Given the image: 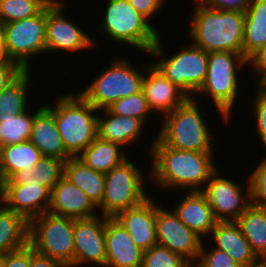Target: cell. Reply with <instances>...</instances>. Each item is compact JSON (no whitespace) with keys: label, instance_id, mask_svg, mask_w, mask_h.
Listing matches in <instances>:
<instances>
[{"label":"cell","instance_id":"cell-1","mask_svg":"<svg viewBox=\"0 0 266 267\" xmlns=\"http://www.w3.org/2000/svg\"><path fill=\"white\" fill-rule=\"evenodd\" d=\"M152 142V147H149L151 169L146 175L159 187L202 191L210 176L218 169L214 165V153L171 148L158 137Z\"/></svg>","mask_w":266,"mask_h":267},{"label":"cell","instance_id":"cell-2","mask_svg":"<svg viewBox=\"0 0 266 267\" xmlns=\"http://www.w3.org/2000/svg\"><path fill=\"white\" fill-rule=\"evenodd\" d=\"M188 29L192 44L206 52L227 51L243 56L245 12L196 5Z\"/></svg>","mask_w":266,"mask_h":267},{"label":"cell","instance_id":"cell-3","mask_svg":"<svg viewBox=\"0 0 266 267\" xmlns=\"http://www.w3.org/2000/svg\"><path fill=\"white\" fill-rule=\"evenodd\" d=\"M55 106H45L54 114L65 150L77 157L98 136V113L80 93L60 94Z\"/></svg>","mask_w":266,"mask_h":267},{"label":"cell","instance_id":"cell-4","mask_svg":"<svg viewBox=\"0 0 266 267\" xmlns=\"http://www.w3.org/2000/svg\"><path fill=\"white\" fill-rule=\"evenodd\" d=\"M196 102L195 98H188L172 112L162 115L165 117L157 137L171 148L213 153L209 124Z\"/></svg>","mask_w":266,"mask_h":267},{"label":"cell","instance_id":"cell-5","mask_svg":"<svg viewBox=\"0 0 266 267\" xmlns=\"http://www.w3.org/2000/svg\"><path fill=\"white\" fill-rule=\"evenodd\" d=\"M103 20L98 32L115 43L128 46L148 54L157 43L160 32L153 23L136 11L128 0H107Z\"/></svg>","mask_w":266,"mask_h":267},{"label":"cell","instance_id":"cell-6","mask_svg":"<svg viewBox=\"0 0 266 267\" xmlns=\"http://www.w3.org/2000/svg\"><path fill=\"white\" fill-rule=\"evenodd\" d=\"M248 65V60L239 53L227 51L208 52L207 76L199 93L209 96L225 123L231 120L236 99H239L238 69Z\"/></svg>","mask_w":266,"mask_h":267},{"label":"cell","instance_id":"cell-7","mask_svg":"<svg viewBox=\"0 0 266 267\" xmlns=\"http://www.w3.org/2000/svg\"><path fill=\"white\" fill-rule=\"evenodd\" d=\"M161 35L148 55L158 58L151 63L170 83L180 88L189 98H195L207 76L208 52L192 43L168 58L163 57ZM163 54V55H162ZM165 58V59H163ZM160 59V60H159Z\"/></svg>","mask_w":266,"mask_h":267},{"label":"cell","instance_id":"cell-8","mask_svg":"<svg viewBox=\"0 0 266 267\" xmlns=\"http://www.w3.org/2000/svg\"><path fill=\"white\" fill-rule=\"evenodd\" d=\"M79 93L99 112L113 102L142 91L145 66L138 68L126 57L116 58ZM143 70L142 72L139 70Z\"/></svg>","mask_w":266,"mask_h":267},{"label":"cell","instance_id":"cell-9","mask_svg":"<svg viewBox=\"0 0 266 267\" xmlns=\"http://www.w3.org/2000/svg\"><path fill=\"white\" fill-rule=\"evenodd\" d=\"M74 218L45 212L29 222V244L36 253L74 267Z\"/></svg>","mask_w":266,"mask_h":267},{"label":"cell","instance_id":"cell-10","mask_svg":"<svg viewBox=\"0 0 266 267\" xmlns=\"http://www.w3.org/2000/svg\"><path fill=\"white\" fill-rule=\"evenodd\" d=\"M129 159L105 173L104 195L97 207L100 215L114 218L119 212L137 206L150 197L144 188L147 178Z\"/></svg>","mask_w":266,"mask_h":267},{"label":"cell","instance_id":"cell-11","mask_svg":"<svg viewBox=\"0 0 266 267\" xmlns=\"http://www.w3.org/2000/svg\"><path fill=\"white\" fill-rule=\"evenodd\" d=\"M0 201L28 222L48 212L51 192L38 184L34 168L19 170L0 184Z\"/></svg>","mask_w":266,"mask_h":267},{"label":"cell","instance_id":"cell-12","mask_svg":"<svg viewBox=\"0 0 266 267\" xmlns=\"http://www.w3.org/2000/svg\"><path fill=\"white\" fill-rule=\"evenodd\" d=\"M4 55L7 60L31 69L30 60L47 53L46 6L35 16L4 24ZM30 67V68H29Z\"/></svg>","mask_w":266,"mask_h":267},{"label":"cell","instance_id":"cell-13","mask_svg":"<svg viewBox=\"0 0 266 267\" xmlns=\"http://www.w3.org/2000/svg\"><path fill=\"white\" fill-rule=\"evenodd\" d=\"M218 170L220 169L218 168L210 176L202 192L205 194L218 222L236 221L251 204L249 176L245 181L247 182V188L244 191L242 184L219 175Z\"/></svg>","mask_w":266,"mask_h":267},{"label":"cell","instance_id":"cell-14","mask_svg":"<svg viewBox=\"0 0 266 267\" xmlns=\"http://www.w3.org/2000/svg\"><path fill=\"white\" fill-rule=\"evenodd\" d=\"M156 201L157 244L181 255L192 266L198 261L203 239L189 229L179 217ZM197 260V261H196Z\"/></svg>","mask_w":266,"mask_h":267},{"label":"cell","instance_id":"cell-15","mask_svg":"<svg viewBox=\"0 0 266 267\" xmlns=\"http://www.w3.org/2000/svg\"><path fill=\"white\" fill-rule=\"evenodd\" d=\"M67 4L46 5V46L47 52H76L93 48L95 42L93 36H88L85 30L80 29L71 19L64 15ZM67 18V19H66ZM70 20V21H69Z\"/></svg>","mask_w":266,"mask_h":267},{"label":"cell","instance_id":"cell-16","mask_svg":"<svg viewBox=\"0 0 266 267\" xmlns=\"http://www.w3.org/2000/svg\"><path fill=\"white\" fill-rule=\"evenodd\" d=\"M74 267L98 265L105 267V216L74 219Z\"/></svg>","mask_w":266,"mask_h":267},{"label":"cell","instance_id":"cell-17","mask_svg":"<svg viewBox=\"0 0 266 267\" xmlns=\"http://www.w3.org/2000/svg\"><path fill=\"white\" fill-rule=\"evenodd\" d=\"M143 252L157 244L156 201L148 197L141 204L119 212L114 217Z\"/></svg>","mask_w":266,"mask_h":267},{"label":"cell","instance_id":"cell-18","mask_svg":"<svg viewBox=\"0 0 266 267\" xmlns=\"http://www.w3.org/2000/svg\"><path fill=\"white\" fill-rule=\"evenodd\" d=\"M105 267H141L143 251L115 219L105 217Z\"/></svg>","mask_w":266,"mask_h":267},{"label":"cell","instance_id":"cell-19","mask_svg":"<svg viewBox=\"0 0 266 267\" xmlns=\"http://www.w3.org/2000/svg\"><path fill=\"white\" fill-rule=\"evenodd\" d=\"M142 91L153 113L167 114L182 105L189 97L152 64L146 65Z\"/></svg>","mask_w":266,"mask_h":267},{"label":"cell","instance_id":"cell-20","mask_svg":"<svg viewBox=\"0 0 266 267\" xmlns=\"http://www.w3.org/2000/svg\"><path fill=\"white\" fill-rule=\"evenodd\" d=\"M48 212L74 219L99 215V210L88 196L64 176L51 191V203Z\"/></svg>","mask_w":266,"mask_h":267},{"label":"cell","instance_id":"cell-21","mask_svg":"<svg viewBox=\"0 0 266 267\" xmlns=\"http://www.w3.org/2000/svg\"><path fill=\"white\" fill-rule=\"evenodd\" d=\"M185 196L171 210L189 229L204 239V236L206 238L210 235L218 221L202 191H189Z\"/></svg>","mask_w":266,"mask_h":267},{"label":"cell","instance_id":"cell-22","mask_svg":"<svg viewBox=\"0 0 266 267\" xmlns=\"http://www.w3.org/2000/svg\"><path fill=\"white\" fill-rule=\"evenodd\" d=\"M29 141L43 156L55 157L64 161L72 157L65 150L54 114L45 105L34 115Z\"/></svg>","mask_w":266,"mask_h":267},{"label":"cell","instance_id":"cell-23","mask_svg":"<svg viewBox=\"0 0 266 267\" xmlns=\"http://www.w3.org/2000/svg\"><path fill=\"white\" fill-rule=\"evenodd\" d=\"M209 236L215 241L214 247L225 251L242 267L258 259L235 221L217 222Z\"/></svg>","mask_w":266,"mask_h":267},{"label":"cell","instance_id":"cell-24","mask_svg":"<svg viewBox=\"0 0 266 267\" xmlns=\"http://www.w3.org/2000/svg\"><path fill=\"white\" fill-rule=\"evenodd\" d=\"M102 111L105 114L103 116L98 115V136L101 139L118 143L122 147L137 143L145 125L142 120L115 115L107 108L102 109Z\"/></svg>","mask_w":266,"mask_h":267},{"label":"cell","instance_id":"cell-25","mask_svg":"<svg viewBox=\"0 0 266 267\" xmlns=\"http://www.w3.org/2000/svg\"><path fill=\"white\" fill-rule=\"evenodd\" d=\"M64 177L82 190L98 207L104 195L105 174L95 171L78 157H70L64 164Z\"/></svg>","mask_w":266,"mask_h":267},{"label":"cell","instance_id":"cell-26","mask_svg":"<svg viewBox=\"0 0 266 267\" xmlns=\"http://www.w3.org/2000/svg\"><path fill=\"white\" fill-rule=\"evenodd\" d=\"M42 157L29 140L0 147V184L19 170L34 168Z\"/></svg>","mask_w":266,"mask_h":267},{"label":"cell","instance_id":"cell-27","mask_svg":"<svg viewBox=\"0 0 266 267\" xmlns=\"http://www.w3.org/2000/svg\"><path fill=\"white\" fill-rule=\"evenodd\" d=\"M124 151L120 144L97 136L77 157L91 169L105 174L129 157Z\"/></svg>","mask_w":266,"mask_h":267},{"label":"cell","instance_id":"cell-28","mask_svg":"<svg viewBox=\"0 0 266 267\" xmlns=\"http://www.w3.org/2000/svg\"><path fill=\"white\" fill-rule=\"evenodd\" d=\"M29 243V222L0 201V255Z\"/></svg>","mask_w":266,"mask_h":267},{"label":"cell","instance_id":"cell-29","mask_svg":"<svg viewBox=\"0 0 266 267\" xmlns=\"http://www.w3.org/2000/svg\"><path fill=\"white\" fill-rule=\"evenodd\" d=\"M266 46V0H253L245 11L243 56L248 60Z\"/></svg>","mask_w":266,"mask_h":267},{"label":"cell","instance_id":"cell-30","mask_svg":"<svg viewBox=\"0 0 266 267\" xmlns=\"http://www.w3.org/2000/svg\"><path fill=\"white\" fill-rule=\"evenodd\" d=\"M258 258L266 253V208L251 203L235 221Z\"/></svg>","mask_w":266,"mask_h":267},{"label":"cell","instance_id":"cell-31","mask_svg":"<svg viewBox=\"0 0 266 267\" xmlns=\"http://www.w3.org/2000/svg\"><path fill=\"white\" fill-rule=\"evenodd\" d=\"M43 106H40L34 113H28L29 111L26 110L21 114H6L5 117H0V147L29 140L34 115Z\"/></svg>","mask_w":266,"mask_h":267},{"label":"cell","instance_id":"cell-32","mask_svg":"<svg viewBox=\"0 0 266 267\" xmlns=\"http://www.w3.org/2000/svg\"><path fill=\"white\" fill-rule=\"evenodd\" d=\"M30 69L25 70L12 84L0 92V117L21 114L28 109L27 92L30 91ZM27 107V108H26Z\"/></svg>","mask_w":266,"mask_h":267},{"label":"cell","instance_id":"cell-33","mask_svg":"<svg viewBox=\"0 0 266 267\" xmlns=\"http://www.w3.org/2000/svg\"><path fill=\"white\" fill-rule=\"evenodd\" d=\"M63 1V2H62ZM0 0V21L4 24L37 15L49 2L64 4V0Z\"/></svg>","mask_w":266,"mask_h":267},{"label":"cell","instance_id":"cell-34","mask_svg":"<svg viewBox=\"0 0 266 267\" xmlns=\"http://www.w3.org/2000/svg\"><path fill=\"white\" fill-rule=\"evenodd\" d=\"M107 109L115 115L138 118L145 124L149 118L148 114L152 112L143 91L121 98L113 102Z\"/></svg>","mask_w":266,"mask_h":267},{"label":"cell","instance_id":"cell-35","mask_svg":"<svg viewBox=\"0 0 266 267\" xmlns=\"http://www.w3.org/2000/svg\"><path fill=\"white\" fill-rule=\"evenodd\" d=\"M141 267H193L181 255L167 247L155 244L143 252Z\"/></svg>","mask_w":266,"mask_h":267},{"label":"cell","instance_id":"cell-36","mask_svg":"<svg viewBox=\"0 0 266 267\" xmlns=\"http://www.w3.org/2000/svg\"><path fill=\"white\" fill-rule=\"evenodd\" d=\"M65 161L55 157L43 156L34 167V175L38 184L45 186L50 192L64 176Z\"/></svg>","mask_w":266,"mask_h":267},{"label":"cell","instance_id":"cell-37","mask_svg":"<svg viewBox=\"0 0 266 267\" xmlns=\"http://www.w3.org/2000/svg\"><path fill=\"white\" fill-rule=\"evenodd\" d=\"M253 100L252 113L256 120V133L263 143V147H266V85L256 86L255 95ZM266 149V148H265Z\"/></svg>","mask_w":266,"mask_h":267},{"label":"cell","instance_id":"cell-38","mask_svg":"<svg viewBox=\"0 0 266 267\" xmlns=\"http://www.w3.org/2000/svg\"><path fill=\"white\" fill-rule=\"evenodd\" d=\"M251 183V203L266 208V158L249 174Z\"/></svg>","mask_w":266,"mask_h":267},{"label":"cell","instance_id":"cell-39","mask_svg":"<svg viewBox=\"0 0 266 267\" xmlns=\"http://www.w3.org/2000/svg\"><path fill=\"white\" fill-rule=\"evenodd\" d=\"M201 246L198 262L193 267H242L240 264L234 261L230 255L225 251L219 250L216 247L209 249ZM206 249V250H205Z\"/></svg>","mask_w":266,"mask_h":267},{"label":"cell","instance_id":"cell-40","mask_svg":"<svg viewBox=\"0 0 266 267\" xmlns=\"http://www.w3.org/2000/svg\"><path fill=\"white\" fill-rule=\"evenodd\" d=\"M253 0H197V5L224 11L245 12Z\"/></svg>","mask_w":266,"mask_h":267},{"label":"cell","instance_id":"cell-41","mask_svg":"<svg viewBox=\"0 0 266 267\" xmlns=\"http://www.w3.org/2000/svg\"><path fill=\"white\" fill-rule=\"evenodd\" d=\"M25 69L17 62L5 60L0 63V92L12 84Z\"/></svg>","mask_w":266,"mask_h":267},{"label":"cell","instance_id":"cell-42","mask_svg":"<svg viewBox=\"0 0 266 267\" xmlns=\"http://www.w3.org/2000/svg\"><path fill=\"white\" fill-rule=\"evenodd\" d=\"M31 245L4 254V267H30Z\"/></svg>","mask_w":266,"mask_h":267},{"label":"cell","instance_id":"cell-43","mask_svg":"<svg viewBox=\"0 0 266 267\" xmlns=\"http://www.w3.org/2000/svg\"><path fill=\"white\" fill-rule=\"evenodd\" d=\"M248 65L253 66V74L257 73L255 84L266 85V46L261 47L248 59Z\"/></svg>","mask_w":266,"mask_h":267},{"label":"cell","instance_id":"cell-44","mask_svg":"<svg viewBox=\"0 0 266 267\" xmlns=\"http://www.w3.org/2000/svg\"><path fill=\"white\" fill-rule=\"evenodd\" d=\"M137 12L146 17L150 22L155 14L160 13L158 10L164 6L166 0H128Z\"/></svg>","mask_w":266,"mask_h":267},{"label":"cell","instance_id":"cell-45","mask_svg":"<svg viewBox=\"0 0 266 267\" xmlns=\"http://www.w3.org/2000/svg\"><path fill=\"white\" fill-rule=\"evenodd\" d=\"M30 267H64L59 261L40 255L31 246V265Z\"/></svg>","mask_w":266,"mask_h":267},{"label":"cell","instance_id":"cell-46","mask_svg":"<svg viewBox=\"0 0 266 267\" xmlns=\"http://www.w3.org/2000/svg\"><path fill=\"white\" fill-rule=\"evenodd\" d=\"M246 267H266V262L262 258H258L256 261L250 263Z\"/></svg>","mask_w":266,"mask_h":267},{"label":"cell","instance_id":"cell-47","mask_svg":"<svg viewBox=\"0 0 266 267\" xmlns=\"http://www.w3.org/2000/svg\"><path fill=\"white\" fill-rule=\"evenodd\" d=\"M4 34L5 26L4 23L0 21V46H4Z\"/></svg>","mask_w":266,"mask_h":267},{"label":"cell","instance_id":"cell-48","mask_svg":"<svg viewBox=\"0 0 266 267\" xmlns=\"http://www.w3.org/2000/svg\"><path fill=\"white\" fill-rule=\"evenodd\" d=\"M6 60L4 55V46H0V63H3Z\"/></svg>","mask_w":266,"mask_h":267},{"label":"cell","instance_id":"cell-49","mask_svg":"<svg viewBox=\"0 0 266 267\" xmlns=\"http://www.w3.org/2000/svg\"><path fill=\"white\" fill-rule=\"evenodd\" d=\"M0 267H4V255H0Z\"/></svg>","mask_w":266,"mask_h":267},{"label":"cell","instance_id":"cell-50","mask_svg":"<svg viewBox=\"0 0 266 267\" xmlns=\"http://www.w3.org/2000/svg\"><path fill=\"white\" fill-rule=\"evenodd\" d=\"M262 259L266 262V253H265L264 256L262 257Z\"/></svg>","mask_w":266,"mask_h":267}]
</instances>
